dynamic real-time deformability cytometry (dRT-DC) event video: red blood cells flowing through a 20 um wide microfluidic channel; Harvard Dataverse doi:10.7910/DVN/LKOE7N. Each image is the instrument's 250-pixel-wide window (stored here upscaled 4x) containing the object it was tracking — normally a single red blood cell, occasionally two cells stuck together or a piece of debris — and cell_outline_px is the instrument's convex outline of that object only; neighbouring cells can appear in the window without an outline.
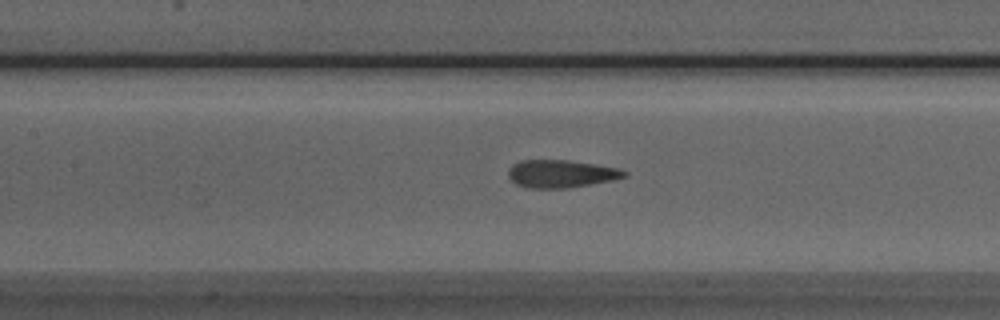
{"species": "Egyptian fruit bat (a non-hibernating species)", "species_latin": "Rousettus aegyptiacus", "temperature_condition": "room temperature", "stored_images_in_passage": 28, "camera_frame_rate_fps": 3000, "um_per_image_px": 0.085, "animal": {"sex": "male"}, "frame": {"image": 1, "passage_image": 10, "time_ms": 3.0, "image_size_px": [1000, 320], "cell_outline_px": [[628, 176], [612, 180], [568, 188], [528, 188], [516, 184], [508, 176], [508, 168], [512, 164], [520, 160], [568, 160], [616, 168], [628, 172]], "centroid_in_image_um": [47.65, 14.77], "position_along_channel_um": 159.8, "area_um2": 18.67}}
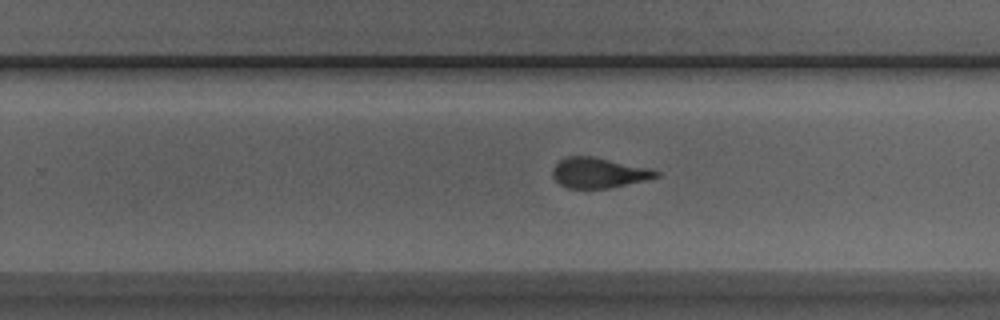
{"frame": {"image": 2, "passage_image": 19, "time_ms": 6.0, "image_size_px": [1000, 320], "cell_outline_px": [[660, 176], [644, 180], [608, 188], [568, 188], [560, 184], [552, 176], [552, 168], [564, 156], [592, 156], [648, 168], [660, 172]], "centroid_in_image_um": [50.84, 14.68], "position_along_channel_um": 279.0, "area_um2": 18.03}}
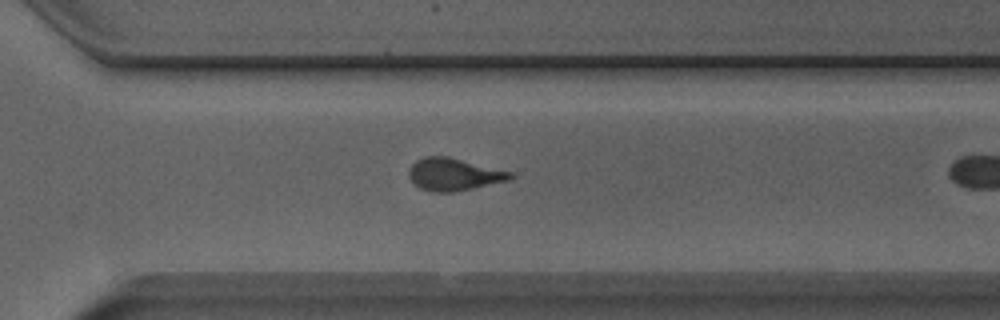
{"frame": {"image": 3, "passage_image": 23, "time_ms": 7.333, "image_size_px": [1000, 320], "cell_outline_px": [[516, 176], [508, 180], [472, 188], [452, 192], [432, 192], [420, 188], [408, 176], [408, 168], [416, 160], [424, 156], [448, 156], [512, 172]], "centroid_in_image_um": [38.55, 14.81], "position_along_channel_um": 332.0, "area_um2": 19.07}, "authors_computed_cell_mechanics": {"area_um2": 19.074, "velocity_mm_per_s": 3.986, "shape_relaxation_time_tau1_ms": 4.5647, "shape_relaxation_time_tau2_ms": 1.1489, "deformation_change_tau1": 0.1844, "deformation_change_tau2": 0.0926}}